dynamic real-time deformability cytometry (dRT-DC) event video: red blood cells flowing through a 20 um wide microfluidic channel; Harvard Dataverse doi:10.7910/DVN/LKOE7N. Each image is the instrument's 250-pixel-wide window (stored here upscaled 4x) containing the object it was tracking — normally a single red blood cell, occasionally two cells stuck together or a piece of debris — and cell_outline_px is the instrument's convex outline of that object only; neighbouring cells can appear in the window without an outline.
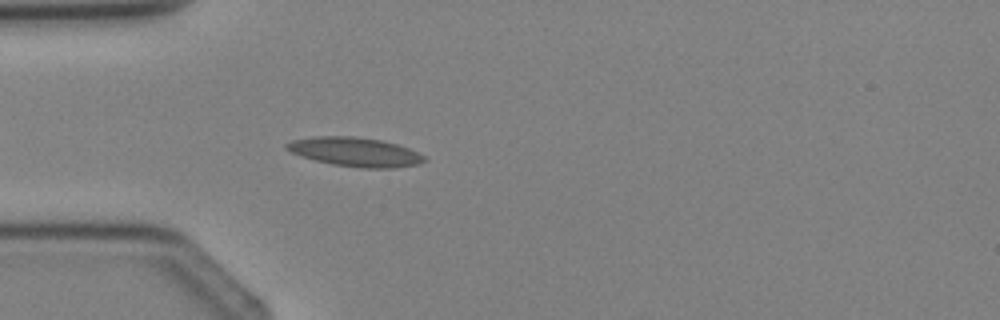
{"species": "Egyptian fruit bat (a non-hibernating species)", "species_latin": "Rousettus aegyptiacus", "temperature_condition": "cold", "stored_images_in_passage": 3, "camera_frame_rate_fps": 3000, "um_per_image_px": 0.085, "animal": {"sex": "female"}, "frame": {"image": 1, "passage_image": 3, "time_ms": 3.333, "image_size_px": [1000, 320], "cell_outline_px": [[428, 160], [420, 164], [392, 168], [360, 168], [332, 164], [300, 156], [284, 148], [284, 144], [292, 140], [312, 136], [352, 136], [380, 140], [396, 144], [408, 148], [424, 156]], "centroid_in_image_um": [30.16, 12.91], "position_along_channel_um": 54.8, "area_um2": 23.35}}